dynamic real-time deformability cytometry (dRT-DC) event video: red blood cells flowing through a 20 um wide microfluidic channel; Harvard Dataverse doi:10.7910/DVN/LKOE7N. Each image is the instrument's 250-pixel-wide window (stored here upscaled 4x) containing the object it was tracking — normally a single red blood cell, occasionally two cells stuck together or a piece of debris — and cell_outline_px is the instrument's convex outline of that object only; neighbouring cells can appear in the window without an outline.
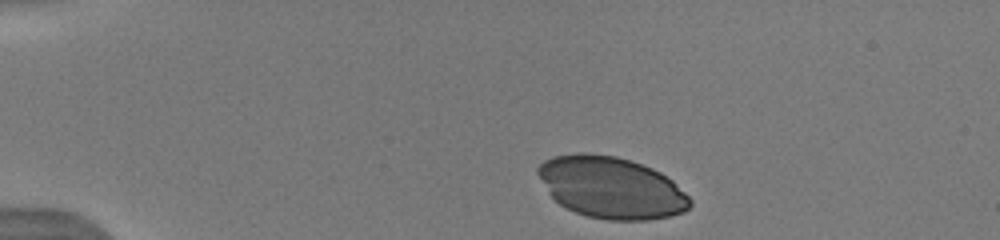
{"species": "human", "species_latin": "Homo sapiens", "temperature_condition": "warm", "stored_images_in_passage": 11, "camera_frame_rate_fps": 3000, "um_per_image_px": 0.085, "donor": {"sex": "male"}, "frame": {"image": 1, "passage_image": 1, "time_ms": 0.0, "image_size_px": [1000, 240], "cell_outline_px": [[692, 204], [684, 212], [668, 216], [648, 220], [608, 220], [588, 216], [576, 212], [560, 204], [548, 192], [536, 172], [536, 168], [544, 160], [552, 156], [576, 152], [588, 152], [616, 156], [632, 160], [652, 168], [660, 172], [672, 180], [692, 200]], "centroid_in_image_um": [51.94, 15.92], "position_along_channel_um": 33.1, "area_um2": 54.74}}